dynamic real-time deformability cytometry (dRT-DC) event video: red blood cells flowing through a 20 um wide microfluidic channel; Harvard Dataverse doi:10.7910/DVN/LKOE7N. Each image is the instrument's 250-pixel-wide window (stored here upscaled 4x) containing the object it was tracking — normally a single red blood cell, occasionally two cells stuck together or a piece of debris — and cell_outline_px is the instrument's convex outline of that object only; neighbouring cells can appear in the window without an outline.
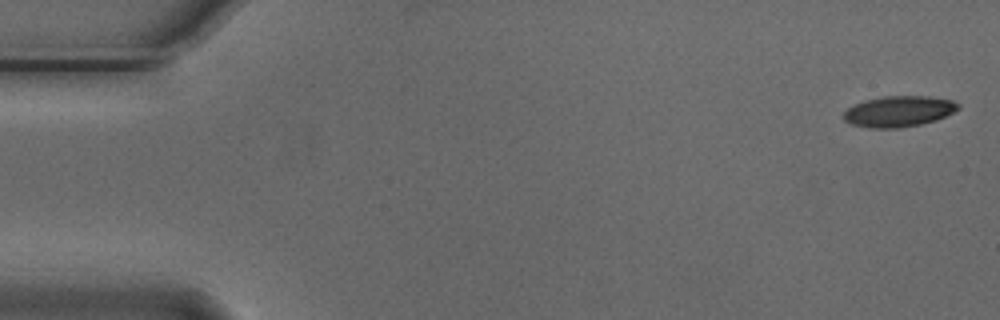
{"species": "Egyptian fruit bat (a non-hibernating species)", "species_latin": "Rousettus aegyptiacus", "temperature_condition": "cold", "stored_images_in_passage": 51, "camera_frame_rate_fps": 3000, "um_per_image_px": 0.085, "animal": {"sex": "male"}, "frame": {"image": 1, "passage_image": 1, "time_ms": 0.0, "image_size_px": [1000, 320], "cell_outline_px": [[960, 108], [936, 120], [920, 124], [896, 128], [868, 128], [852, 124], [844, 120], [844, 112], [848, 108], [856, 104], [868, 100], [884, 96], [928, 96], [952, 100], [960, 104]], "centroid_in_image_um": [76.41, 9.47], "position_along_channel_um": 8.6, "area_um2": 20.35}}
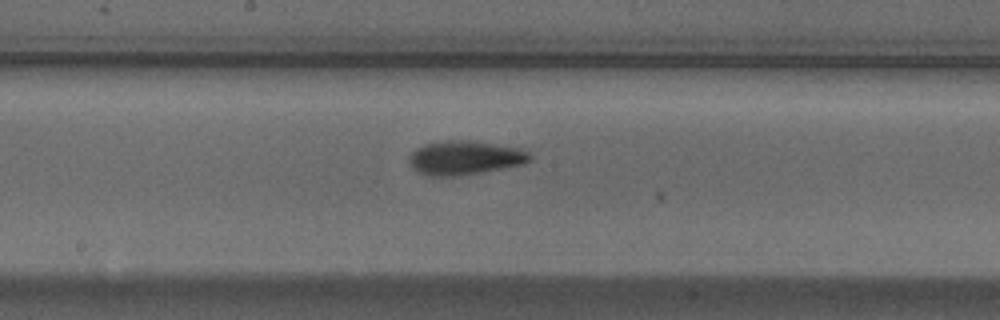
{"frame": {"image": 2, "passage_image": 28, "time_ms": 9.0, "image_size_px": [1000, 320], "cell_outline_px": [[532, 160], [524, 164], [480, 172], [456, 176], [428, 176], [416, 172], [412, 168], [408, 160], [408, 156], [416, 148], [424, 144], [444, 140], [468, 140], [520, 148], [528, 152], [532, 156]], "centroid_in_image_um": [39.47, 13.41], "position_along_channel_um": 208.7, "area_um2": 24.04}}
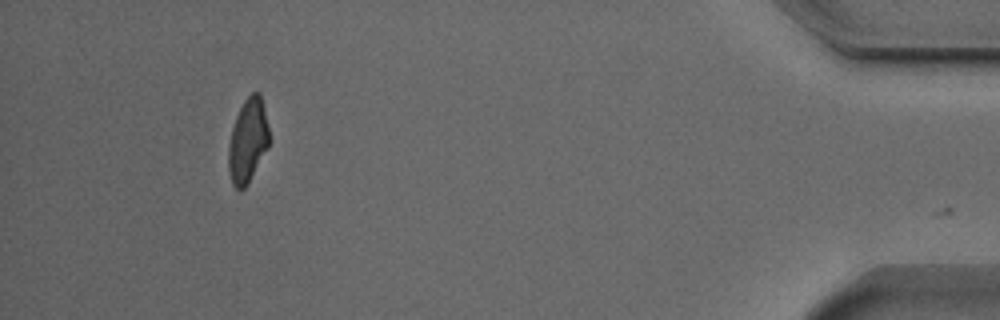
{"frame": {"image": 3, "passage_image": 50, "time_ms": 16.333, "image_size_px": [1000, 320], "cell_outline_px": [[268, 148], [248, 184], [240, 192], [232, 184], [228, 168], [228, 148], [232, 128], [236, 116], [244, 100], [252, 92], [260, 92], [264, 108], [268, 128]], "centroid_in_image_um": [21.05, 11.99], "position_along_channel_um": 414.1, "area_um2": 19.88}, "authors_computed_cell_mechanics": {"area_um2": 21.7328, "velocity_mm_per_s": 3.7449, "shape_relaxation_time_tau1_ms": 3.2239, "shape_relaxation_time_tau2_ms": 2.708, "deformation_change_tau1": 0.1561, "deformation_change_tau2": 0.1009}}